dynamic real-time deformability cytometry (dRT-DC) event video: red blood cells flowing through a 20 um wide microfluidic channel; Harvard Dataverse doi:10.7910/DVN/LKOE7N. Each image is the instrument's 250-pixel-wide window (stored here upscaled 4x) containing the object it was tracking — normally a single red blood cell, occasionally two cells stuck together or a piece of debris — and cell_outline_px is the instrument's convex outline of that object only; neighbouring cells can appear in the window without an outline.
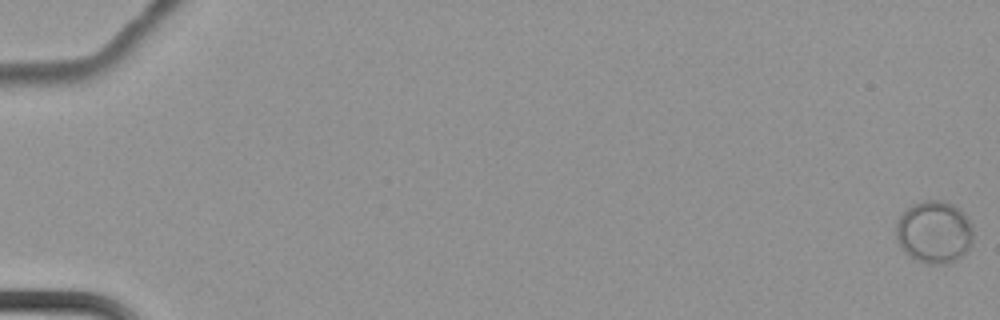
{"species": "common noctule bat (a hibernating species)", "species_latin": "Nyctalus noctula", "temperature_condition": "cold", "stored_images_in_passage": 5, "camera_frame_rate_fps": 3000, "um_per_image_px": 0.085, "animal": {"sex": "female", "body_mass_g": 22.7, "forearm_length_mm": 54.2}, "frame": {"image": 1, "passage_image": 1, "time_ms": 0.0, "image_size_px": [1000, 320], "cell_outline_px": [[972, 244], [968, 252], [964, 256], [948, 264], [924, 264], [916, 260], [904, 252], [896, 240], [896, 220], [912, 204], [924, 200], [944, 200], [952, 204], [964, 212], [972, 224]], "centroid_in_image_um": [79.42, 19.74], "position_along_channel_um": 5.6, "area_um2": 28.67}}